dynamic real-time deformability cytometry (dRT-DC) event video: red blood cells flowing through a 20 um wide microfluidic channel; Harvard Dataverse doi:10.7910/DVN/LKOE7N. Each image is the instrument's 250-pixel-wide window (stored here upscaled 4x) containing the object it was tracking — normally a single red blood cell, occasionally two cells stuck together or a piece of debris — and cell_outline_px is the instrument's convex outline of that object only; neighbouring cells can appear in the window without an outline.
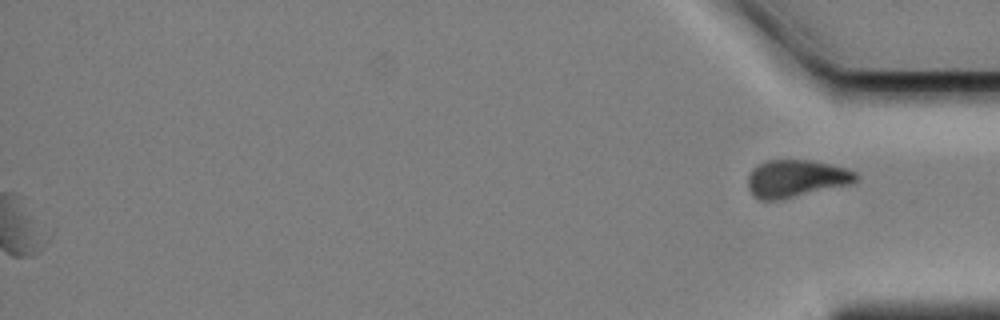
{"species": "Egyptian fruit bat (a non-hibernating species)", "species_latin": "Rousettus aegyptiacus", "temperature_condition": "cold", "stored_images_in_passage": 58, "segment_of_instrument_passage": [2, 2], "camera_frame_rate_fps": 3000, "um_per_image_px": 0.085, "animal": {"sex": "female"}, "frame": {"image": 1, "passage_image": 58, "time_ms": 19.0, "image_size_px": [1000, 320], "cell_outline_px": [[860, 180], [852, 184], [776, 200], [760, 200], [748, 188], [748, 176], [752, 168], [756, 164], [768, 160], [812, 160], [848, 168], [856, 172], [860, 176]], "centroid_in_image_um": [67.71, 15.15], "position_along_channel_um": 367.5, "area_um2": 23.7}}